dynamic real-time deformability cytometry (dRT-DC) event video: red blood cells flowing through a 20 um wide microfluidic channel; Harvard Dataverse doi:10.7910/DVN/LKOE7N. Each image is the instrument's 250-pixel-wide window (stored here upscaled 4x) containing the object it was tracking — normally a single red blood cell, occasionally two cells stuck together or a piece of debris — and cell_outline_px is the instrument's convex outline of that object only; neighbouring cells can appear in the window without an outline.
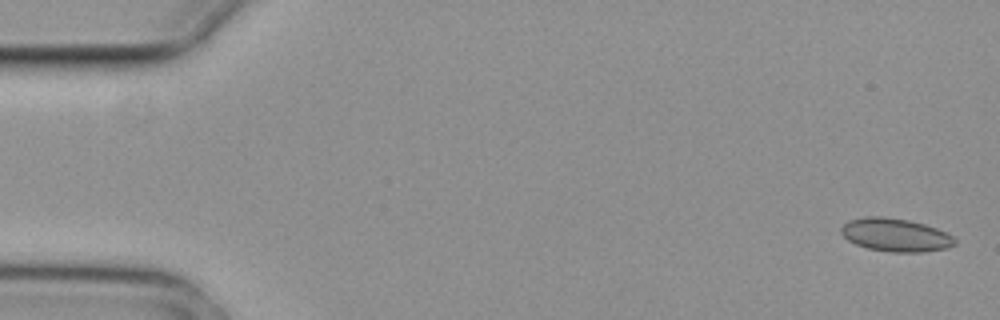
{"species": "common noctule bat (a hibernating species)", "species_latin": "Nyctalus noctula", "temperature_condition": "cold", "stored_images_in_passage": 6, "camera_frame_rate_fps": 3000, "um_per_image_px": 0.085, "animal": {"sex": "female", "body_mass_g": 29.2, "forearm_length_mm": 56.3}, "frame": {"image": 1, "passage_image": 1, "time_ms": 0.0, "image_size_px": [1000, 320], "cell_outline_px": [[956, 244], [948, 248], [924, 252], [892, 252], [868, 248], [856, 244], [848, 240], [840, 232], [840, 228], [848, 220], [864, 216], [884, 216], [908, 220], [924, 224], [948, 232], [956, 240]], "centroid_in_image_um": [76.13, 19.96], "position_along_channel_um": 8.9, "area_um2": 22.14}}